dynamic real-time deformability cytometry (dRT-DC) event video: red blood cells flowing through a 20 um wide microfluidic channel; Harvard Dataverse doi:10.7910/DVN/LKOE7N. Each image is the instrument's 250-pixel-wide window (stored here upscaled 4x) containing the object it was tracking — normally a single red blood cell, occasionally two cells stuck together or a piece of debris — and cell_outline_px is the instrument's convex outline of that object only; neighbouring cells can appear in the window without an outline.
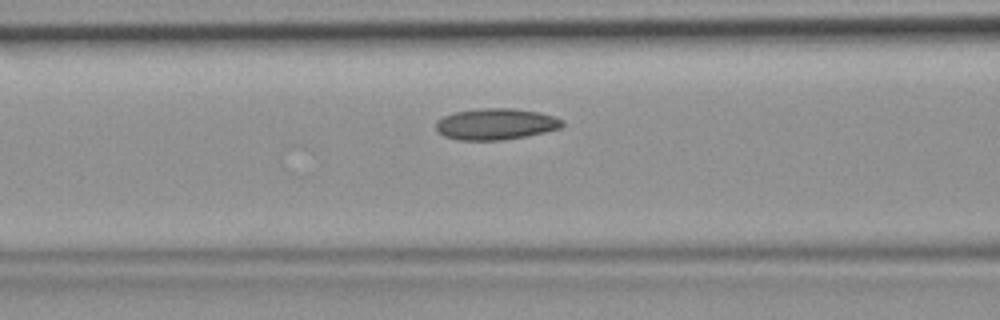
{"species": "common noctule bat (a hibernating species)", "species_latin": "Nyctalus noctula", "temperature_condition": "room temperature", "stored_images_in_passage": 4, "segment_of_instrument_passage": [2, 2], "camera_frame_rate_fps": 3000, "um_per_image_px": 0.085, "animal": {"sex": "female", "body_mass_g": 19.9}, "frame": {"image": 1, "passage_image": 4, "time_ms": 1.0, "image_size_px": [1000, 320], "cell_outline_px": [[564, 124], [560, 128], [544, 132], [524, 136], [500, 140], [460, 140], [444, 136], [436, 128], [436, 120], [444, 116], [456, 112], [480, 108], [512, 108], [540, 112], [564, 120]], "centroid_in_image_um": [42.14, 10.54], "position_along_channel_um": 124.5, "area_um2": 22.89}}